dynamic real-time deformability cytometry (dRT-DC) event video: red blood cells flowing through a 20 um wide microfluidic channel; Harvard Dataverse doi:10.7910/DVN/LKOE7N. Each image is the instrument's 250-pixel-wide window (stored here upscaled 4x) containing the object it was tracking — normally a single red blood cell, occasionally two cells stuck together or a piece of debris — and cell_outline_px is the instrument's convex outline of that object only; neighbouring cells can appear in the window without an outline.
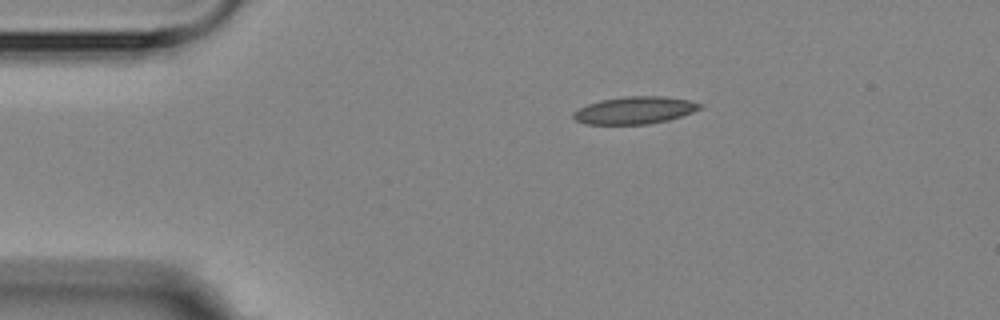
{"species": "Egyptian fruit bat (a non-hibernating species)", "species_latin": "Rousettus aegyptiacus", "temperature_condition": "room temperature", "stored_images_in_passage": 7, "camera_frame_rate_fps": 3000, "um_per_image_px": 0.085, "animal": {"sex": "female"}, "frame": {"image": 1, "passage_image": 1, "time_ms": 0.0, "image_size_px": [1000, 320], "cell_outline_px": [[704, 108], [668, 120], [648, 124], [584, 124], [576, 120], [572, 116], [572, 112], [588, 104], [600, 100], [624, 96], [664, 96], [688, 100], [704, 104]], "centroid_in_image_um": [53.97, 9.37], "position_along_channel_um": 31.0, "area_um2": 20.23}}
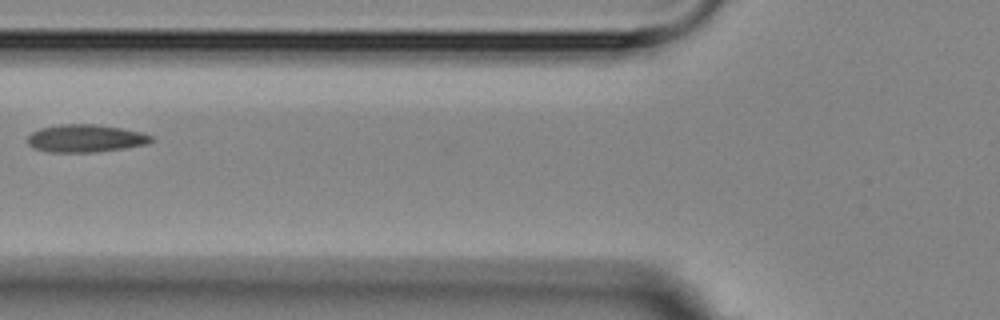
{"frame": {"image": 2, "passage_image": 4, "time_ms": 3.667, "image_size_px": [1000, 320], "cell_outline_px": [[156, 140], [148, 144], [124, 148], [96, 152], [52, 152], [32, 148], [28, 144], [28, 136], [32, 132], [40, 128], [60, 124], [96, 124], [120, 128], [140, 132], [152, 136]], "centroid_in_image_um": [7.28, 11.76], "position_along_channel_um": 118.5, "area_um2": 20.0}}
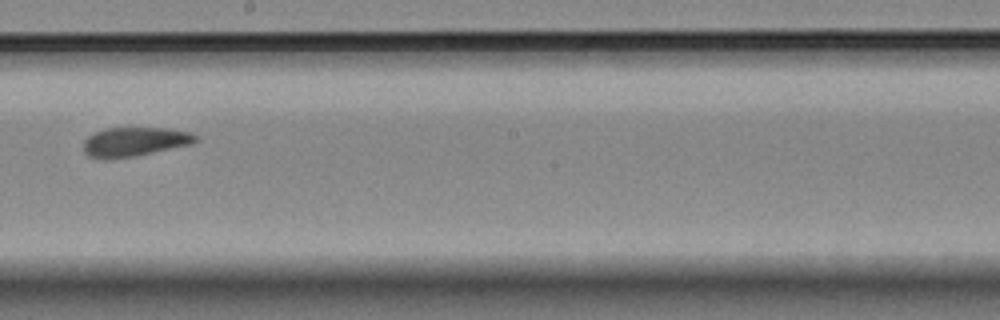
{"frame": {"image": 3, "passage_image": 7, "time_ms": 7.0, "image_size_px": [1000, 320], "cell_outline_px": [[200, 140], [192, 144], [136, 156], [108, 160], [104, 160], [88, 156], [84, 152], [84, 140], [88, 136], [104, 128], [168, 128], [188, 132], [196, 136]], "centroid_in_image_um": [11.42, 12.06], "position_along_channel_um": 236.8, "area_um2": 19.25}}